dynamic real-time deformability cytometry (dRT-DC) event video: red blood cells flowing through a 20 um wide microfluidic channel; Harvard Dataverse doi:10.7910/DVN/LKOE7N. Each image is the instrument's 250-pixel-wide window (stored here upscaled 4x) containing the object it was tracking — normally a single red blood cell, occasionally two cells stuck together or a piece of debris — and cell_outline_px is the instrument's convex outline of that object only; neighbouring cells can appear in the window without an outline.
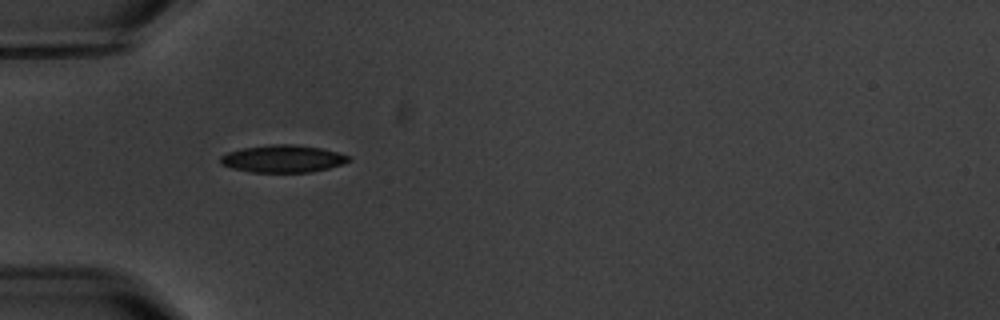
{"species": "common noctule bat (a hibernating species)", "species_latin": "Nyctalus noctula", "temperature_condition": "warm", "stored_images_in_passage": 3, "camera_frame_rate_fps": 3000, "um_per_image_px": 0.085, "animal": {"sex": "male", "body_mass_g": 20.1, "forearm_length_mm": 53.5}, "frame": {"image": 1, "passage_image": 2, "time_ms": 1.333, "image_size_px": [1000, 320], "cell_outline_px": [[352, 160], [328, 168], [312, 172], [252, 172], [232, 168], [220, 164], [220, 156], [228, 152], [244, 148], [268, 144], [292, 144], [320, 148], [336, 152], [348, 156]], "centroid_in_image_um": [24.01, 13.49], "position_along_channel_um": 61.0, "area_um2": 20.29}}